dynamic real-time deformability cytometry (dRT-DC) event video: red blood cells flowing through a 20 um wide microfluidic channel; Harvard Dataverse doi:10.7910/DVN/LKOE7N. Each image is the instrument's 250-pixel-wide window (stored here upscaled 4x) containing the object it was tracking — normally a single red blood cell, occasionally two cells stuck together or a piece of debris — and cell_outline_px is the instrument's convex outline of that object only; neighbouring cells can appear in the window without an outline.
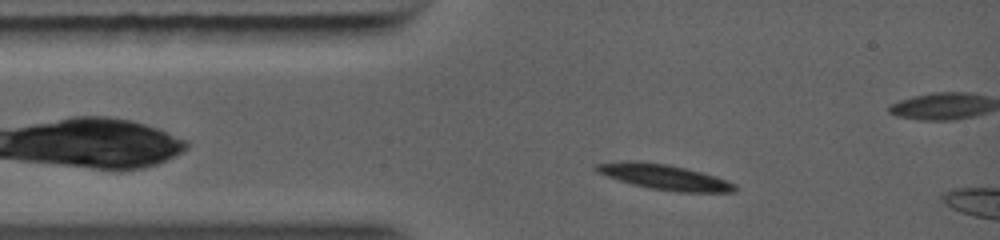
{"species": "common noctule bat (a hibernating species)", "species_latin": "Nyctalus noctula", "temperature_condition": "warm", "stored_images_in_passage": 21, "camera_frame_rate_fps": 5000, "um_per_image_px": 0.085, "animal": {"sex": "female", "body_mass_g": 19.0, "forearm_length_mm": 56.7}, "frame": {"image": 1, "passage_image": 3, "time_ms": 0.8, "image_size_px": [1000, 240], "cell_outline_px": [[736, 188], [728, 192], [688, 192], [656, 188], [636, 184], [620, 180], [600, 172], [596, 168], [600, 164], [660, 164], [680, 168], [708, 176], [732, 184]], "centroid_in_image_um": [56.54, 15.11], "position_along_channel_um": 28.5, "area_um2": 17.4}}
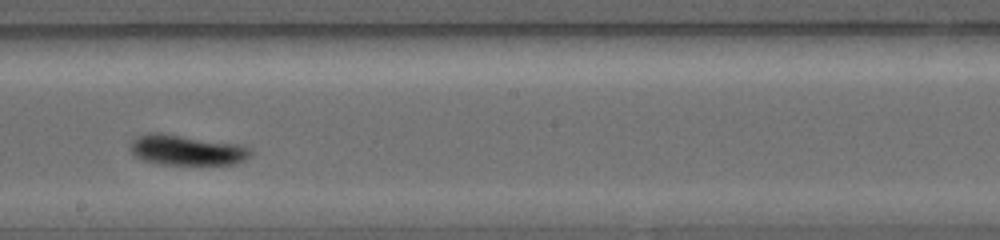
{"frame": {"image": 2, "passage_image": 13, "time_ms": 5.4, "image_size_px": [1000, 240], "cell_outline_px": [[244, 152], [236, 160], [228, 164], [176, 164], [156, 160], [144, 156], [136, 148], [136, 144], [144, 136], [168, 136], [240, 148]], "centroid_in_image_um": [15.86, 12.83], "position_along_channel_um": 232.3, "area_um2": 16.01}}
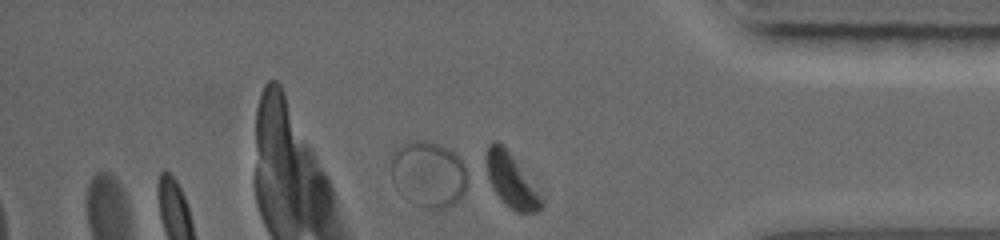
{"frame": {"image": 3, "passage_image": 21, "time_ms": 9.0, "image_size_px": [1000, 240], "cell_outline_px": [[544, 204], [536, 212], [516, 212], [496, 192], [488, 176], [488, 148], [496, 140], [508, 152]], "centroid_in_image_um": [43.44, 15.4], "position_along_channel_um": 391.8, "area_um2": 15.2}}